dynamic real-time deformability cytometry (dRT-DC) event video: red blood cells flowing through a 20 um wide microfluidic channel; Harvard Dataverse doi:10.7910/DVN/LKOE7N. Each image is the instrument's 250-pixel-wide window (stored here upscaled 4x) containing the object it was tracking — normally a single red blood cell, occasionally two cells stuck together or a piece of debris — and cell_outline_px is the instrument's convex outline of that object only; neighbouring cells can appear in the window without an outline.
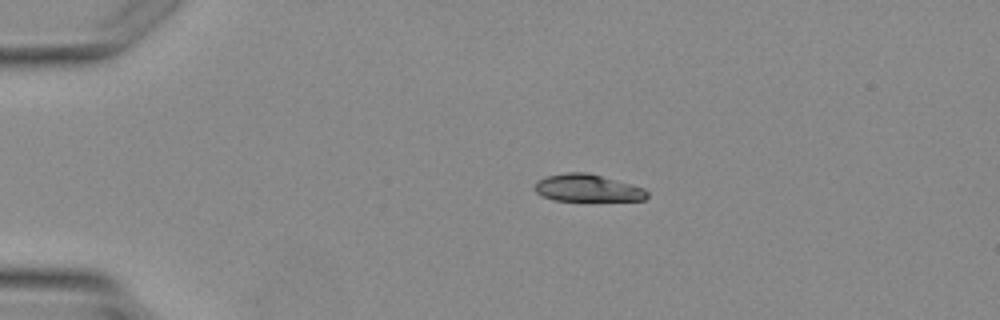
{"species": "Egyptian fruit bat (a non-hibernating species)", "species_latin": "Rousettus aegyptiacus", "temperature_condition": "warm", "stored_images_in_passage": 2, "camera_frame_rate_fps": 3000, "um_per_image_px": 0.085, "animal": {"sex": "female"}, "frame": {"image": 1, "passage_image": 1, "time_ms": 0.0, "image_size_px": [1000, 320], "cell_outline_px": [[648, 196], [644, 200], [552, 200], [536, 192], [536, 180], [548, 176], [568, 172], [588, 172], [632, 184], [644, 188], [648, 192]], "centroid_in_image_um": [49.96, 15.97], "position_along_channel_um": 35.0, "area_um2": 17.69}}